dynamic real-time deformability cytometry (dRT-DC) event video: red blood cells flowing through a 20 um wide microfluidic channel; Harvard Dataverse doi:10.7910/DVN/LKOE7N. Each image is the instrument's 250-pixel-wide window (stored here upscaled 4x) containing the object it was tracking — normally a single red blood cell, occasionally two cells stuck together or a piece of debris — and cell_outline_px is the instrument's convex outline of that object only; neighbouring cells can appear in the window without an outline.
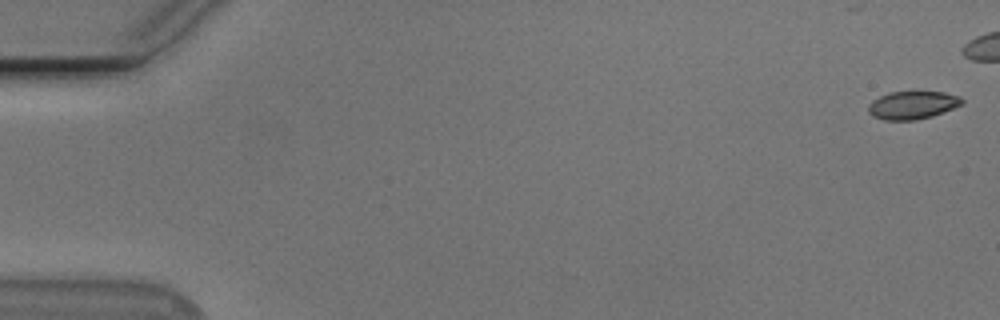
{"species": "Egyptian fruit bat (a non-hibernating species)", "species_latin": "Rousettus aegyptiacus", "temperature_condition": "cold", "stored_images_in_passage": 45, "camera_frame_rate_fps": 3000, "um_per_image_px": 0.085, "animal": {"sex": "male"}, "frame": {"image": 1, "passage_image": 1, "time_ms": 0.0, "image_size_px": [1000, 320], "cell_outline_px": [[964, 104], [944, 112], [932, 116], [916, 120], [884, 120], [872, 116], [868, 112], [868, 104], [872, 100], [888, 92], [944, 92], [960, 96], [964, 100]], "centroid_in_image_um": [77.57, 8.94], "position_along_channel_um": 7.4, "area_um2": 15.43}}
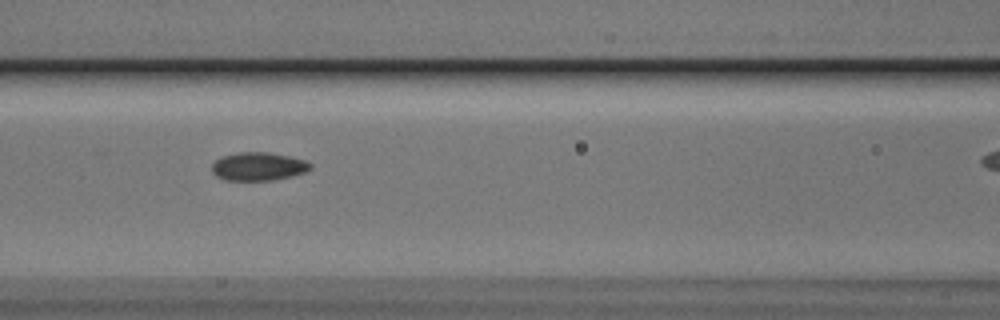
{"frame": {"image": 2, "passage_image": 24, "time_ms": 7.667, "image_size_px": [1000, 320], "cell_outline_px": [[312, 168], [304, 172], [292, 176], [272, 180], [224, 180], [216, 176], [212, 172], [212, 164], [216, 160], [224, 156], [240, 152], [268, 152], [288, 156], [304, 160], [312, 164]], "centroid_in_image_um": [21.96, 14.15], "position_along_channel_um": 144.6, "area_um2": 16.13}}
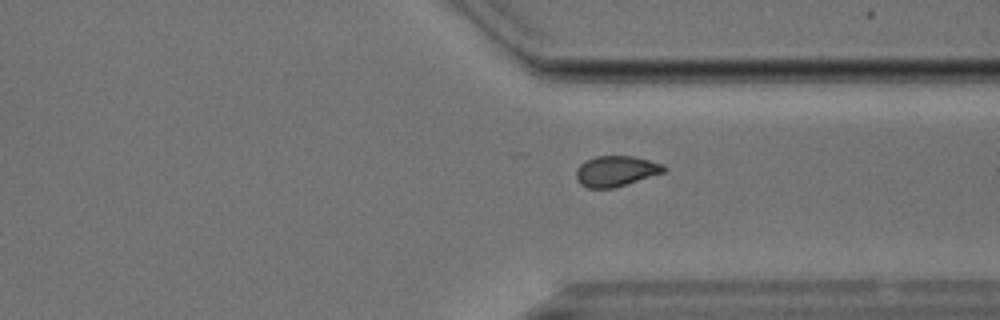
{"frame": {"image": 3, "passage_image": 41, "time_ms": 13.333, "image_size_px": [1000, 320], "cell_outline_px": [[668, 168], [664, 172], [612, 188], [588, 188], [580, 184], [576, 180], [576, 168], [580, 164], [596, 156], [636, 156], [664, 164]], "centroid_in_image_um": [52.36, 14.53], "position_along_channel_um": 359.0, "area_um2": 15.61}}